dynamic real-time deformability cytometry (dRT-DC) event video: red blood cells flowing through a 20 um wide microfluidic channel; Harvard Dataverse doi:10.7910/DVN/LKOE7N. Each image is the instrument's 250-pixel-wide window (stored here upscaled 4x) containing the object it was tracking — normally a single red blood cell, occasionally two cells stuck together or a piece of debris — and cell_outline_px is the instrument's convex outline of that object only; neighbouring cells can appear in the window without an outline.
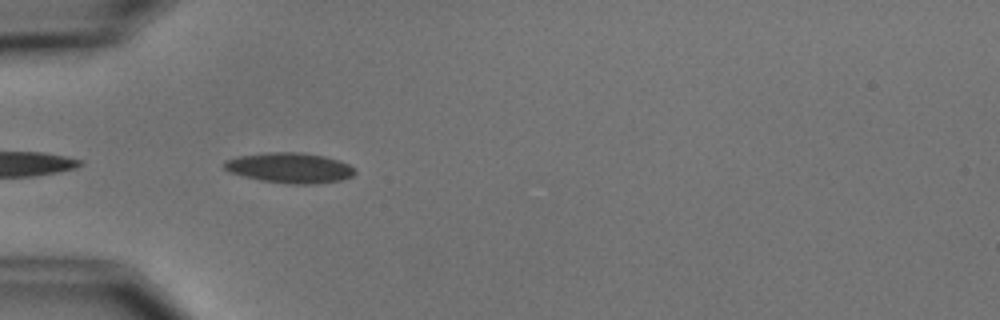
{"species": "common noctule bat (a hibernating species)", "species_latin": "Nyctalus noctula", "temperature_condition": "cold", "stored_images_in_passage": 9, "camera_frame_rate_fps": 3000, "um_per_image_px": 0.085, "animal": {"sex": "male", "body_mass_g": 15.6}, "frame": {"image": 1, "passage_image": 3, "time_ms": 2.333, "image_size_px": [1000, 320], "cell_outline_px": [[356, 172], [352, 176], [340, 180], [316, 184], [292, 184], [260, 180], [228, 172], [224, 168], [224, 160], [240, 156], [268, 152], [300, 152], [324, 156], [340, 160], [348, 164]], "centroid_in_image_um": [24.62, 14.26], "position_along_channel_um": 60.4, "area_um2": 23.0}}
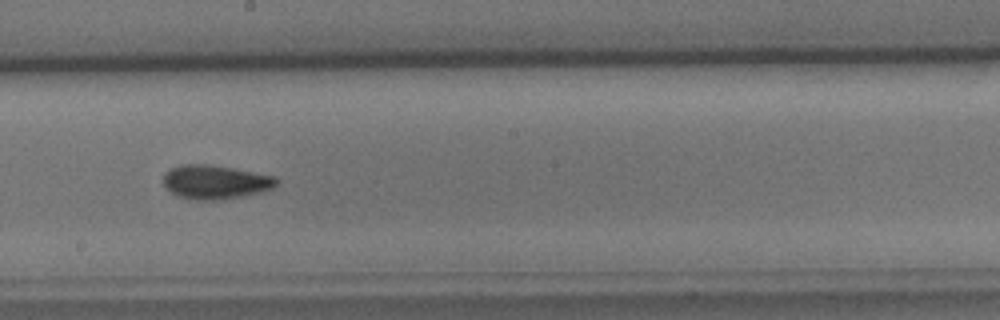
{"frame": {"image": 2, "passage_image": 7, "time_ms": 7.0, "image_size_px": [1000, 320], "cell_outline_px": [[280, 180], [272, 188], [260, 192], [244, 196], [220, 200], [196, 200], [180, 196], [172, 192], [164, 184], [164, 172], [168, 168], [184, 164], [208, 164], [232, 168], [276, 176]], "centroid_in_image_um": [18.32, 15.46], "position_along_channel_um": 229.9, "area_um2": 22.37}}
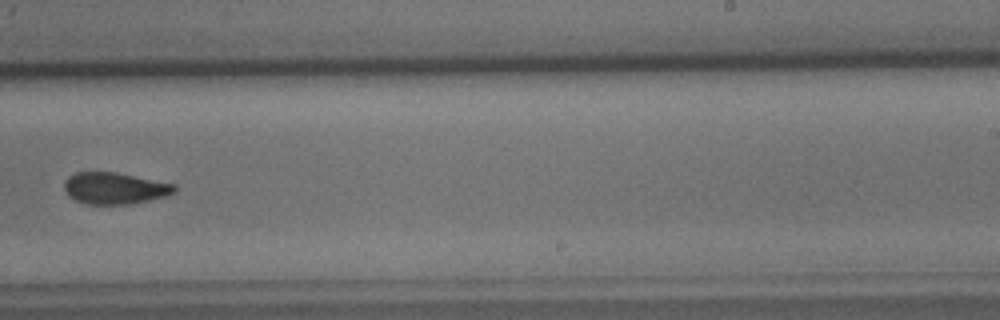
{"frame": {"image": 3, "passage_image": 8, "time_ms": 8.333, "image_size_px": [1000, 320], "cell_outline_px": [[176, 192], [168, 196], [128, 204], [84, 204], [68, 196], [64, 192], [64, 180], [68, 176], [76, 172], [116, 172], [176, 184]], "centroid_in_image_um": [9.74, 16.0], "position_along_channel_um": 279.3, "area_um2": 20.52}}